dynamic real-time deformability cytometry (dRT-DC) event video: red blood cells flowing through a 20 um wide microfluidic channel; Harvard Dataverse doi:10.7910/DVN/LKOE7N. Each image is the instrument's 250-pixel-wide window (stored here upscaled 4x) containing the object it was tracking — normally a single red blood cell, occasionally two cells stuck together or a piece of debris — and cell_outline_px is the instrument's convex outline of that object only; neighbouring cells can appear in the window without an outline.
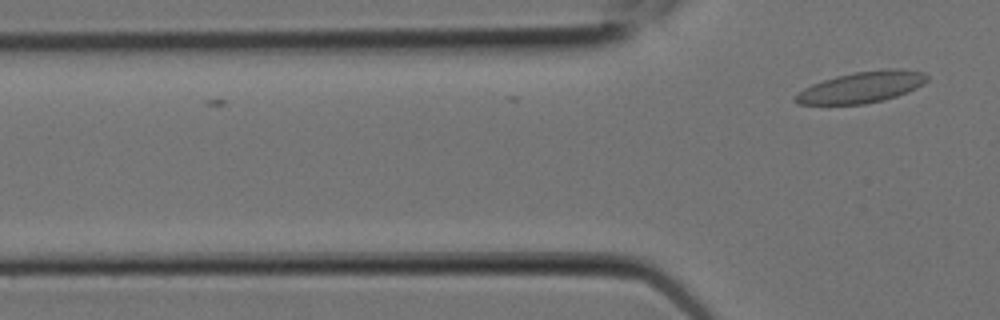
{"species": "Egyptian fruit bat (a non-hibernating species)", "species_latin": "Rousettus aegyptiacus", "temperature_condition": "room temperature", "stored_images_in_passage": 3, "camera_frame_rate_fps": 3000, "um_per_image_px": 0.085, "animal": {"sex": "female"}, "frame": {"image": 1, "passage_image": 3, "time_ms": 0.667, "image_size_px": [1000, 320], "cell_outline_px": [[928, 80], [924, 84], [908, 92], [884, 100], [864, 104], [800, 104], [792, 100], [804, 88], [812, 84], [836, 76], [856, 72], [888, 68], [900, 68], [924, 72], [928, 76]], "centroid_in_image_um": [73.3, 7.4], "position_along_channel_um": 52.5, "area_um2": 23.87}}